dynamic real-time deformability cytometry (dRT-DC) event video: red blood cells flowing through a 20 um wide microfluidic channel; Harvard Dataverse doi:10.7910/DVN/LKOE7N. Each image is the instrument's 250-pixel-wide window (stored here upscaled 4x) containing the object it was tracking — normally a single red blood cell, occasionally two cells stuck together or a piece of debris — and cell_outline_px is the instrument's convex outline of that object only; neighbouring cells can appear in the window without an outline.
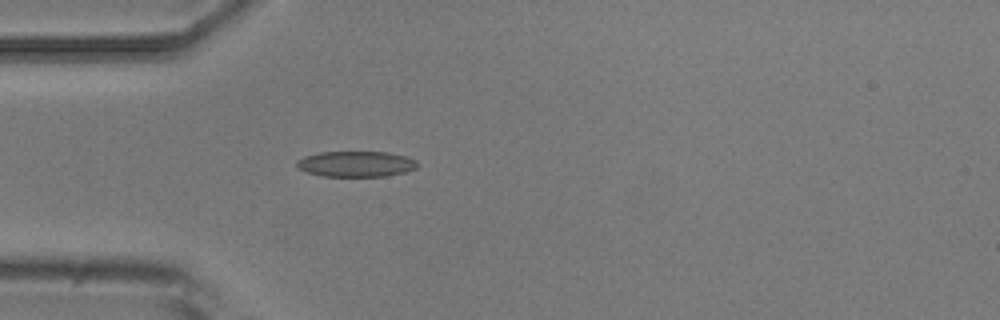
{"species": "common noctule bat (a hibernating species)", "species_latin": "Nyctalus noctula", "temperature_condition": "room temperature", "stored_images_in_passage": 6, "camera_frame_rate_fps": 3000, "um_per_image_px": 0.085, "animal": {"sex": "male", "body_mass_g": 20.5, "forearm_length_mm": 52.5}, "frame": {"image": 1, "passage_image": 5, "time_ms": 4.667, "image_size_px": [1000, 320], "cell_outline_px": [[416, 168], [404, 172], [384, 176], [324, 176], [308, 172], [300, 168], [296, 164], [296, 160], [304, 156], [320, 152], [388, 152], [408, 156], [416, 160]], "centroid_in_image_um": [30.27, 13.92], "position_along_channel_um": 54.7, "area_um2": 17.92}}